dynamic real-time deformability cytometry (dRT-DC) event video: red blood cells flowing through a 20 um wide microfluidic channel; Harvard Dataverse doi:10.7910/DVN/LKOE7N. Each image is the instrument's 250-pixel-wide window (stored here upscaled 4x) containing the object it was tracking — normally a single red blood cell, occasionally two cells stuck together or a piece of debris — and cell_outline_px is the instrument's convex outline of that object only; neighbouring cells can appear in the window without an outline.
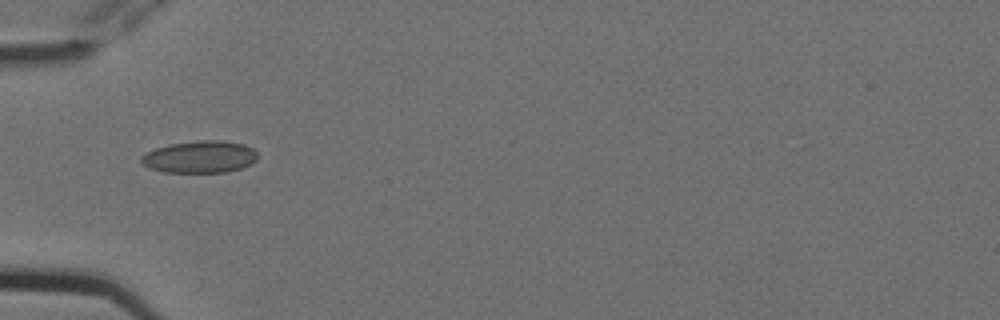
{"species": "Egyptian fruit bat (a non-hibernating species)", "species_latin": "Rousettus aegyptiacus", "temperature_condition": "cold", "stored_images_in_passage": 2, "camera_frame_rate_fps": 3000, "um_per_image_px": 0.085, "animal": {"sex": "female"}, "frame": {"image": 1, "passage_image": 1, "time_ms": 0.0, "image_size_px": [1000, 320], "cell_outline_px": [[256, 160], [252, 164], [240, 168], [224, 172], [164, 172], [148, 168], [140, 160], [140, 156], [156, 148], [172, 144], [200, 140], [216, 140], [244, 144], [252, 148], [256, 152]], "centroid_in_image_um": [16.98, 13.34], "position_along_channel_um": 68.0, "area_um2": 21.56}}
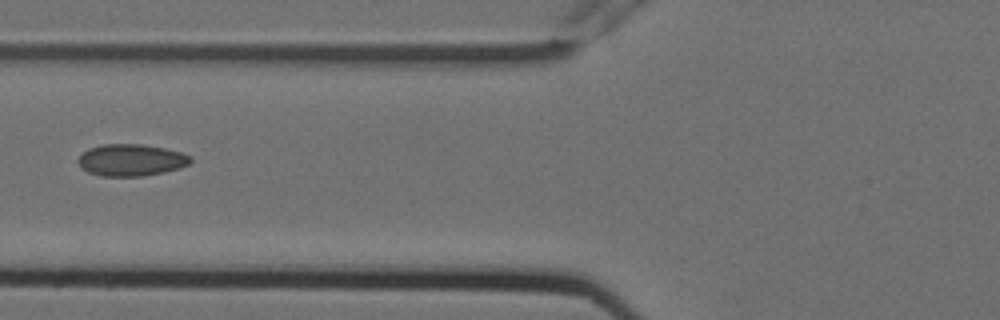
{"frame": {"image": 2, "passage_image": 2, "time_ms": 0.333, "image_size_px": [1000, 320], "cell_outline_px": [[192, 160], [188, 164], [180, 168], [140, 176], [100, 176], [88, 172], [80, 168], [76, 160], [88, 148], [104, 144], [140, 144], [164, 148], [180, 152], [192, 156]], "centroid_in_image_um": [11.11, 13.6], "position_along_channel_um": 114.7, "area_um2": 20.81}}